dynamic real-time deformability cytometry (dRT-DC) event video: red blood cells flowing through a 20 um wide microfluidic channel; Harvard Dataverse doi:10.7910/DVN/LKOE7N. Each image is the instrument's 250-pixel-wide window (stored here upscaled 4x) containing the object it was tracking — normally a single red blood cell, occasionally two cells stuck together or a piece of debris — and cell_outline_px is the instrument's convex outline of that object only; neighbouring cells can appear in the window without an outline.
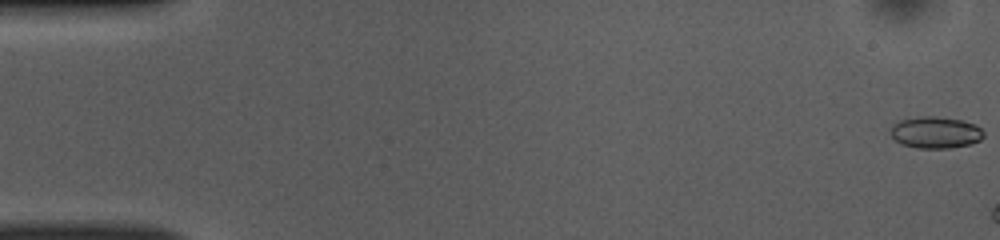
{"species": "common noctule bat (a hibernating species)", "species_latin": "Nyctalus noctula", "temperature_condition": "room temperature", "stored_images_in_passage": 7, "camera_frame_rate_fps": 3000, "um_per_image_px": 0.085, "animal": {"sex": "female", "body_mass_g": 10.0, "forearm_length_mm": 53.1}, "frame": {"image": 1, "passage_image": 1, "time_ms": 0.0, "image_size_px": [1000, 240], "cell_outline_px": [[984, 136], [980, 140], [972, 144], [948, 148], [916, 148], [900, 144], [888, 132], [892, 124], [900, 120], [920, 116], [936, 116], [964, 120], [976, 124], [984, 132]], "centroid_in_image_um": [79.51, 11.25], "position_along_channel_um": 5.5, "area_um2": 17.51}}